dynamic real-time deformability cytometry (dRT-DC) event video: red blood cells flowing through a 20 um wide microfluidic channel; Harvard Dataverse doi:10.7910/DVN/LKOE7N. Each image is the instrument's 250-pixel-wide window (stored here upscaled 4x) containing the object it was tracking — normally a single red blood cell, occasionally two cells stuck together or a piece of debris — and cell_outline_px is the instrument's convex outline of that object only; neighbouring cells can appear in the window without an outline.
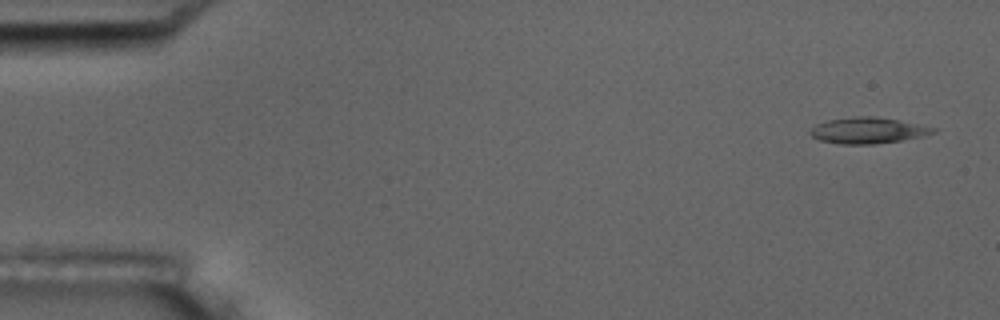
{"species": "common noctule bat (a hibernating species)", "species_latin": "Nyctalus noctula", "temperature_condition": "room temperature", "stored_images_in_passage": 4, "camera_frame_rate_fps": 3000, "um_per_image_px": 0.085, "animal": {"sex": "male", "body_mass_g": 17.5, "forearm_length_mm": 52.3}, "frame": {"image": 1, "passage_image": 1, "time_ms": 0.0, "image_size_px": [1000, 320], "cell_outline_px": [[936, 128], [932, 132], [920, 136], [900, 140], [872, 144], [840, 144], [820, 140], [812, 136], [808, 132], [816, 124], [828, 120], [856, 116], [876, 116], [900, 120]], "centroid_in_image_um": [73.71, 11.08], "position_along_channel_um": 11.3, "area_um2": 18.38}}